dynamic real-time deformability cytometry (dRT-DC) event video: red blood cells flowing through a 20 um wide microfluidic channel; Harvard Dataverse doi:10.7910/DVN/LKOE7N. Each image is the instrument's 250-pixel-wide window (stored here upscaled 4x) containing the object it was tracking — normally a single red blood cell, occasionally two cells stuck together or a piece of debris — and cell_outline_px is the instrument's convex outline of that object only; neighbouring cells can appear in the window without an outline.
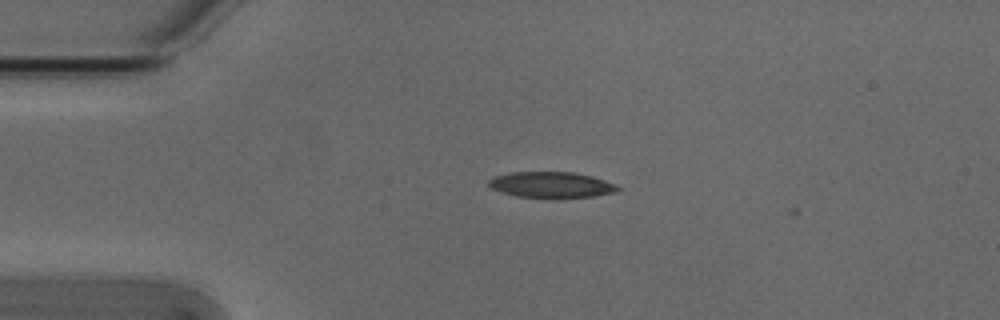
{"species": "Egyptian fruit bat (a non-hibernating species)", "species_latin": "Rousettus aegyptiacus", "temperature_condition": "cold", "stored_images_in_passage": 4, "camera_frame_rate_fps": 3000, "um_per_image_px": 0.085, "animal": {"sex": "male"}, "frame": {"image": 1, "passage_image": 1, "time_ms": 0.0, "image_size_px": [1000, 320], "cell_outline_px": [[620, 188], [616, 192], [592, 196], [560, 200], [516, 196], [492, 188], [488, 184], [488, 180], [492, 176], [512, 172], [572, 172], [592, 176], [616, 184]], "centroid_in_image_um": [46.87, 15.73], "position_along_channel_um": 38.1, "area_um2": 19.94}}